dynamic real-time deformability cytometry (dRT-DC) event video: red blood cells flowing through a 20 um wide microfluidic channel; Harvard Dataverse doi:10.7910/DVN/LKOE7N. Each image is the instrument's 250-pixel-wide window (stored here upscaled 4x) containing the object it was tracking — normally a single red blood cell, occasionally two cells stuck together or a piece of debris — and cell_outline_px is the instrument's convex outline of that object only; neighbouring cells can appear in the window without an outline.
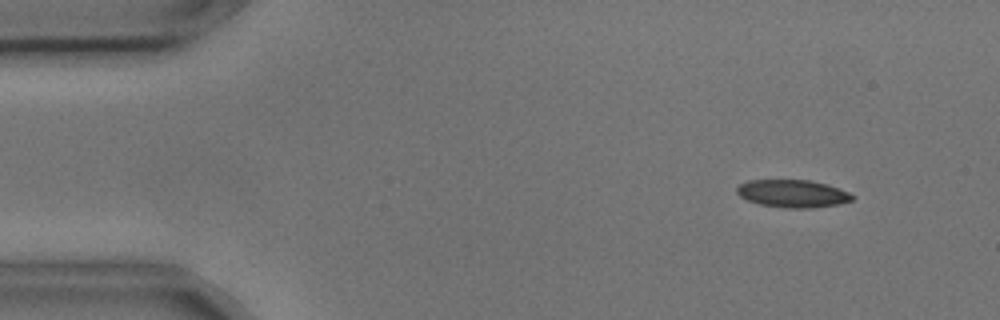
{"species": "common noctule bat (a hibernating species)", "species_latin": "Nyctalus noctula", "temperature_condition": "cold", "stored_images_in_passage": 5, "camera_frame_rate_fps": 3000, "um_per_image_px": 0.085, "animal": {"sex": "male", "body_mass_g": 17.9, "forearm_length_mm": 54.2}, "frame": {"image": 1, "passage_image": 2, "time_ms": 0.333, "image_size_px": [1000, 320], "cell_outline_px": [[852, 200], [836, 204], [812, 208], [788, 208], [760, 204], [748, 200], [740, 196], [736, 192], [736, 188], [740, 184], [748, 180], [808, 180], [840, 188], [848, 192], [852, 196]], "centroid_in_image_um": [67.34, 16.45], "position_along_channel_um": 17.7, "area_um2": 18.32}}